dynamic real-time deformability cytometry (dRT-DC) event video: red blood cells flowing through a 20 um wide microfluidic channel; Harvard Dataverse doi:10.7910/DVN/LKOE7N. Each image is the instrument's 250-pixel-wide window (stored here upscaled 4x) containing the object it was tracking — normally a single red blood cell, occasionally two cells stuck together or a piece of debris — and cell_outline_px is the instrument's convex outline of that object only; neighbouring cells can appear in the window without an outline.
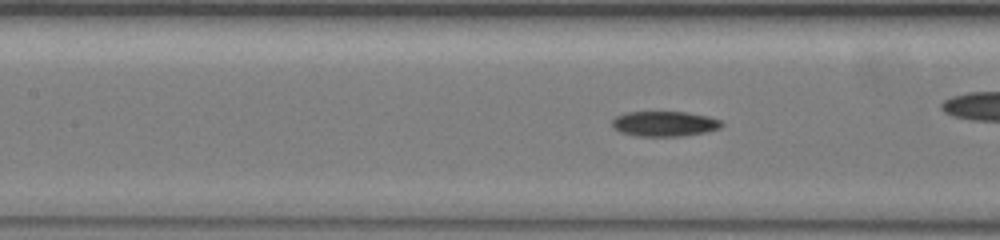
{"species": "common noctule bat (a hibernating species)", "species_latin": "Nyctalus noctula", "temperature_condition": "warm", "stored_images_in_passage": 50, "camera_frame_rate_fps": 3000, "um_per_image_px": 0.085, "animal": {"sex": "female", "body_mass_g": 19.5, "forearm_length_mm": 54.1}, "frame": {"image": 1, "passage_image": 22, "time_ms": 7.0, "image_size_px": [1000, 240], "cell_outline_px": [[724, 124], [720, 128], [708, 132], [684, 136], [632, 136], [620, 132], [612, 124], [612, 120], [616, 116], [628, 112], [688, 112], [708, 116], [720, 120]], "centroid_in_image_um": [56.51, 10.53], "position_along_channel_um": 150.9, "area_um2": 16.18}}
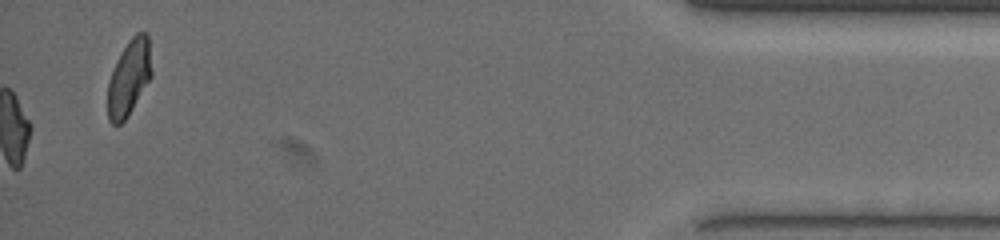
{"frame": {"image": 2, "passage_image": 50, "time_ms": 16.333, "image_size_px": [1000, 240], "cell_outline_px": [[152, 76], [128, 116], [120, 124], [112, 124], [108, 120], [108, 80], [116, 60], [128, 40], [136, 32], [144, 32], [148, 36], [152, 72]], "centroid_in_image_um": [10.96, 6.59], "position_along_channel_um": 424.2, "area_um2": 19.42}, "authors_computed_cell_mechanics": {"area_um2": 15.7505, "velocity_mm_per_s": 3.9455, "shape_relaxation_time_tau1_ms": null, "shape_relaxation_time_tau2_ms": 3.7143, "deformation_change_tau1": null, "deformation_change_tau2": 0.0861}}